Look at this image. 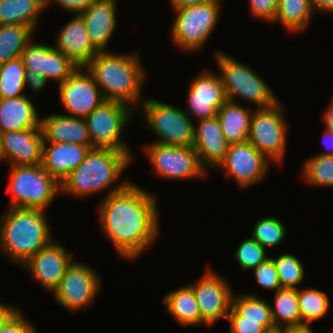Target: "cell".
Returning a JSON list of instances; mask_svg holds the SVG:
<instances>
[{
  "mask_svg": "<svg viewBox=\"0 0 333 333\" xmlns=\"http://www.w3.org/2000/svg\"><path fill=\"white\" fill-rule=\"evenodd\" d=\"M130 181L98 205L101 231L125 259L135 260L159 233L157 197Z\"/></svg>",
  "mask_w": 333,
  "mask_h": 333,
  "instance_id": "6da1fadb",
  "label": "cell"
},
{
  "mask_svg": "<svg viewBox=\"0 0 333 333\" xmlns=\"http://www.w3.org/2000/svg\"><path fill=\"white\" fill-rule=\"evenodd\" d=\"M141 59L136 51L126 54L103 51L98 52L84 67L105 100L120 101L136 109L144 100L142 87L148 77Z\"/></svg>",
  "mask_w": 333,
  "mask_h": 333,
  "instance_id": "7a4b0ae2",
  "label": "cell"
},
{
  "mask_svg": "<svg viewBox=\"0 0 333 333\" xmlns=\"http://www.w3.org/2000/svg\"><path fill=\"white\" fill-rule=\"evenodd\" d=\"M133 157L132 151L91 148L85 159L61 183V193L78 198H88L107 189L105 197L116 193L130 182L114 184L133 162Z\"/></svg>",
  "mask_w": 333,
  "mask_h": 333,
  "instance_id": "3957f363",
  "label": "cell"
},
{
  "mask_svg": "<svg viewBox=\"0 0 333 333\" xmlns=\"http://www.w3.org/2000/svg\"><path fill=\"white\" fill-rule=\"evenodd\" d=\"M47 216L41 209L8 208L0 215V251L22 266L54 240Z\"/></svg>",
  "mask_w": 333,
  "mask_h": 333,
  "instance_id": "277c9868",
  "label": "cell"
},
{
  "mask_svg": "<svg viewBox=\"0 0 333 333\" xmlns=\"http://www.w3.org/2000/svg\"><path fill=\"white\" fill-rule=\"evenodd\" d=\"M216 64L219 67L227 101L235 102L236 98L245 99L258 108H267L279 101L271 87L254 69L229 54L215 51Z\"/></svg>",
  "mask_w": 333,
  "mask_h": 333,
  "instance_id": "5b68a950",
  "label": "cell"
},
{
  "mask_svg": "<svg viewBox=\"0 0 333 333\" xmlns=\"http://www.w3.org/2000/svg\"><path fill=\"white\" fill-rule=\"evenodd\" d=\"M6 192L11 207L46 210L61 193V184L42 165L10 166Z\"/></svg>",
  "mask_w": 333,
  "mask_h": 333,
  "instance_id": "8992f818",
  "label": "cell"
},
{
  "mask_svg": "<svg viewBox=\"0 0 333 333\" xmlns=\"http://www.w3.org/2000/svg\"><path fill=\"white\" fill-rule=\"evenodd\" d=\"M223 0L172 8L174 22L170 28L172 43L183 52H198L207 45L218 24Z\"/></svg>",
  "mask_w": 333,
  "mask_h": 333,
  "instance_id": "52a82bcc",
  "label": "cell"
},
{
  "mask_svg": "<svg viewBox=\"0 0 333 333\" xmlns=\"http://www.w3.org/2000/svg\"><path fill=\"white\" fill-rule=\"evenodd\" d=\"M142 107V120L156 136L157 142L171 146H193L194 122L184 111L172 104L159 100L145 98L139 108Z\"/></svg>",
  "mask_w": 333,
  "mask_h": 333,
  "instance_id": "ba28073f",
  "label": "cell"
},
{
  "mask_svg": "<svg viewBox=\"0 0 333 333\" xmlns=\"http://www.w3.org/2000/svg\"><path fill=\"white\" fill-rule=\"evenodd\" d=\"M284 111L280 100L267 108L254 109L248 133V142L279 167L284 163L289 134Z\"/></svg>",
  "mask_w": 333,
  "mask_h": 333,
  "instance_id": "9c48e42d",
  "label": "cell"
},
{
  "mask_svg": "<svg viewBox=\"0 0 333 333\" xmlns=\"http://www.w3.org/2000/svg\"><path fill=\"white\" fill-rule=\"evenodd\" d=\"M134 112L131 106L110 100L94 109L85 117L92 148L131 151L122 135Z\"/></svg>",
  "mask_w": 333,
  "mask_h": 333,
  "instance_id": "30bf717a",
  "label": "cell"
},
{
  "mask_svg": "<svg viewBox=\"0 0 333 333\" xmlns=\"http://www.w3.org/2000/svg\"><path fill=\"white\" fill-rule=\"evenodd\" d=\"M148 157L157 176L170 180L198 179L206 175L199 156L193 146H171L157 142L145 144Z\"/></svg>",
  "mask_w": 333,
  "mask_h": 333,
  "instance_id": "8fae6325",
  "label": "cell"
},
{
  "mask_svg": "<svg viewBox=\"0 0 333 333\" xmlns=\"http://www.w3.org/2000/svg\"><path fill=\"white\" fill-rule=\"evenodd\" d=\"M98 274L87 263L74 260L52 293L54 300L72 313L90 307L101 290L102 281Z\"/></svg>",
  "mask_w": 333,
  "mask_h": 333,
  "instance_id": "7c38bea8",
  "label": "cell"
},
{
  "mask_svg": "<svg viewBox=\"0 0 333 333\" xmlns=\"http://www.w3.org/2000/svg\"><path fill=\"white\" fill-rule=\"evenodd\" d=\"M270 163L273 162L247 141L229 145L224 160L215 170H226L225 179H234L241 189H246L265 178Z\"/></svg>",
  "mask_w": 333,
  "mask_h": 333,
  "instance_id": "4fadbf2b",
  "label": "cell"
},
{
  "mask_svg": "<svg viewBox=\"0 0 333 333\" xmlns=\"http://www.w3.org/2000/svg\"><path fill=\"white\" fill-rule=\"evenodd\" d=\"M201 278L190 283L200 309L201 324L211 326L229 314L234 292L225 277L212 269H206Z\"/></svg>",
  "mask_w": 333,
  "mask_h": 333,
  "instance_id": "5bb4252c",
  "label": "cell"
},
{
  "mask_svg": "<svg viewBox=\"0 0 333 333\" xmlns=\"http://www.w3.org/2000/svg\"><path fill=\"white\" fill-rule=\"evenodd\" d=\"M59 102L66 115L85 118L104 101L100 88L85 67L77 70L58 85Z\"/></svg>",
  "mask_w": 333,
  "mask_h": 333,
  "instance_id": "9a60e30c",
  "label": "cell"
},
{
  "mask_svg": "<svg viewBox=\"0 0 333 333\" xmlns=\"http://www.w3.org/2000/svg\"><path fill=\"white\" fill-rule=\"evenodd\" d=\"M210 71L205 69L190 81L187 107L184 111L191 120L215 117L218 110L227 102L220 74Z\"/></svg>",
  "mask_w": 333,
  "mask_h": 333,
  "instance_id": "2e32d148",
  "label": "cell"
},
{
  "mask_svg": "<svg viewBox=\"0 0 333 333\" xmlns=\"http://www.w3.org/2000/svg\"><path fill=\"white\" fill-rule=\"evenodd\" d=\"M64 247L59 241L53 240L22 265L31 274L32 280L35 279L51 294L75 259L74 253Z\"/></svg>",
  "mask_w": 333,
  "mask_h": 333,
  "instance_id": "e0dca14e",
  "label": "cell"
},
{
  "mask_svg": "<svg viewBox=\"0 0 333 333\" xmlns=\"http://www.w3.org/2000/svg\"><path fill=\"white\" fill-rule=\"evenodd\" d=\"M43 144L41 128L0 133V163L42 165Z\"/></svg>",
  "mask_w": 333,
  "mask_h": 333,
  "instance_id": "ac0fdd59",
  "label": "cell"
},
{
  "mask_svg": "<svg viewBox=\"0 0 333 333\" xmlns=\"http://www.w3.org/2000/svg\"><path fill=\"white\" fill-rule=\"evenodd\" d=\"M21 59L26 70H34L48 81H57L58 85L79 67L54 46L32 41L22 52Z\"/></svg>",
  "mask_w": 333,
  "mask_h": 333,
  "instance_id": "d6986e66",
  "label": "cell"
},
{
  "mask_svg": "<svg viewBox=\"0 0 333 333\" xmlns=\"http://www.w3.org/2000/svg\"><path fill=\"white\" fill-rule=\"evenodd\" d=\"M194 123L197 124H194L193 148L202 166L206 170H215L224 160L230 145L220 128L219 119L215 116Z\"/></svg>",
  "mask_w": 333,
  "mask_h": 333,
  "instance_id": "ffe728a7",
  "label": "cell"
},
{
  "mask_svg": "<svg viewBox=\"0 0 333 333\" xmlns=\"http://www.w3.org/2000/svg\"><path fill=\"white\" fill-rule=\"evenodd\" d=\"M59 31L54 47L70 58L77 66L84 67L99 51L93 46L80 14H74Z\"/></svg>",
  "mask_w": 333,
  "mask_h": 333,
  "instance_id": "44dd1931",
  "label": "cell"
},
{
  "mask_svg": "<svg viewBox=\"0 0 333 333\" xmlns=\"http://www.w3.org/2000/svg\"><path fill=\"white\" fill-rule=\"evenodd\" d=\"M117 4V0H97L80 13L88 36L99 52L109 51L108 44L118 25Z\"/></svg>",
  "mask_w": 333,
  "mask_h": 333,
  "instance_id": "7402d4cb",
  "label": "cell"
},
{
  "mask_svg": "<svg viewBox=\"0 0 333 333\" xmlns=\"http://www.w3.org/2000/svg\"><path fill=\"white\" fill-rule=\"evenodd\" d=\"M91 148L76 143L44 142L42 166L61 184L85 159Z\"/></svg>",
  "mask_w": 333,
  "mask_h": 333,
  "instance_id": "603a6c76",
  "label": "cell"
},
{
  "mask_svg": "<svg viewBox=\"0 0 333 333\" xmlns=\"http://www.w3.org/2000/svg\"><path fill=\"white\" fill-rule=\"evenodd\" d=\"M44 142L76 143L91 146L85 118L53 114L41 118Z\"/></svg>",
  "mask_w": 333,
  "mask_h": 333,
  "instance_id": "cb8c5ba5",
  "label": "cell"
},
{
  "mask_svg": "<svg viewBox=\"0 0 333 333\" xmlns=\"http://www.w3.org/2000/svg\"><path fill=\"white\" fill-rule=\"evenodd\" d=\"M32 102L27 95L0 98V133L41 128V117Z\"/></svg>",
  "mask_w": 333,
  "mask_h": 333,
  "instance_id": "d4e9b609",
  "label": "cell"
},
{
  "mask_svg": "<svg viewBox=\"0 0 333 333\" xmlns=\"http://www.w3.org/2000/svg\"><path fill=\"white\" fill-rule=\"evenodd\" d=\"M252 109L247 108L239 102L227 101L219 110L217 118L220 128L225 135L227 142L241 144L248 141Z\"/></svg>",
  "mask_w": 333,
  "mask_h": 333,
  "instance_id": "484cf974",
  "label": "cell"
},
{
  "mask_svg": "<svg viewBox=\"0 0 333 333\" xmlns=\"http://www.w3.org/2000/svg\"><path fill=\"white\" fill-rule=\"evenodd\" d=\"M168 314L183 327L201 325L200 309L189 284L168 292L163 299Z\"/></svg>",
  "mask_w": 333,
  "mask_h": 333,
  "instance_id": "4316f807",
  "label": "cell"
},
{
  "mask_svg": "<svg viewBox=\"0 0 333 333\" xmlns=\"http://www.w3.org/2000/svg\"><path fill=\"white\" fill-rule=\"evenodd\" d=\"M46 0H0V25L21 24L36 31Z\"/></svg>",
  "mask_w": 333,
  "mask_h": 333,
  "instance_id": "83f0119b",
  "label": "cell"
},
{
  "mask_svg": "<svg viewBox=\"0 0 333 333\" xmlns=\"http://www.w3.org/2000/svg\"><path fill=\"white\" fill-rule=\"evenodd\" d=\"M271 316L275 327L301 331L298 289L281 288L275 292Z\"/></svg>",
  "mask_w": 333,
  "mask_h": 333,
  "instance_id": "f1b7e54d",
  "label": "cell"
},
{
  "mask_svg": "<svg viewBox=\"0 0 333 333\" xmlns=\"http://www.w3.org/2000/svg\"><path fill=\"white\" fill-rule=\"evenodd\" d=\"M314 13L311 0H278L273 23H280L291 34L301 33L308 27Z\"/></svg>",
  "mask_w": 333,
  "mask_h": 333,
  "instance_id": "f546056e",
  "label": "cell"
},
{
  "mask_svg": "<svg viewBox=\"0 0 333 333\" xmlns=\"http://www.w3.org/2000/svg\"><path fill=\"white\" fill-rule=\"evenodd\" d=\"M35 30L21 24L0 25V65L21 57Z\"/></svg>",
  "mask_w": 333,
  "mask_h": 333,
  "instance_id": "4dcf8cb0",
  "label": "cell"
},
{
  "mask_svg": "<svg viewBox=\"0 0 333 333\" xmlns=\"http://www.w3.org/2000/svg\"><path fill=\"white\" fill-rule=\"evenodd\" d=\"M233 294L232 308L242 317V321L260 322L267 330L275 328L271 316V304L258 294Z\"/></svg>",
  "mask_w": 333,
  "mask_h": 333,
  "instance_id": "1f68e13d",
  "label": "cell"
},
{
  "mask_svg": "<svg viewBox=\"0 0 333 333\" xmlns=\"http://www.w3.org/2000/svg\"><path fill=\"white\" fill-rule=\"evenodd\" d=\"M329 300L324 291L316 288H298L301 331L311 330L313 322L328 314L331 305Z\"/></svg>",
  "mask_w": 333,
  "mask_h": 333,
  "instance_id": "d6a6232c",
  "label": "cell"
},
{
  "mask_svg": "<svg viewBox=\"0 0 333 333\" xmlns=\"http://www.w3.org/2000/svg\"><path fill=\"white\" fill-rule=\"evenodd\" d=\"M26 69L21 57L0 65V98L22 97L25 90Z\"/></svg>",
  "mask_w": 333,
  "mask_h": 333,
  "instance_id": "836d02e7",
  "label": "cell"
},
{
  "mask_svg": "<svg viewBox=\"0 0 333 333\" xmlns=\"http://www.w3.org/2000/svg\"><path fill=\"white\" fill-rule=\"evenodd\" d=\"M314 155L304 161L302 179L311 186L333 187V156Z\"/></svg>",
  "mask_w": 333,
  "mask_h": 333,
  "instance_id": "e575fe53",
  "label": "cell"
},
{
  "mask_svg": "<svg viewBox=\"0 0 333 333\" xmlns=\"http://www.w3.org/2000/svg\"><path fill=\"white\" fill-rule=\"evenodd\" d=\"M282 288L298 289L303 283L305 269L300 259L290 253H282L277 257H272Z\"/></svg>",
  "mask_w": 333,
  "mask_h": 333,
  "instance_id": "d590c367",
  "label": "cell"
},
{
  "mask_svg": "<svg viewBox=\"0 0 333 333\" xmlns=\"http://www.w3.org/2000/svg\"><path fill=\"white\" fill-rule=\"evenodd\" d=\"M253 228L251 237L266 250L268 247L281 245L287 234L286 226L275 216L258 219Z\"/></svg>",
  "mask_w": 333,
  "mask_h": 333,
  "instance_id": "8d00e7d4",
  "label": "cell"
},
{
  "mask_svg": "<svg viewBox=\"0 0 333 333\" xmlns=\"http://www.w3.org/2000/svg\"><path fill=\"white\" fill-rule=\"evenodd\" d=\"M267 254L266 249L250 236L239 243L234 259L237 260L242 271H252L269 258Z\"/></svg>",
  "mask_w": 333,
  "mask_h": 333,
  "instance_id": "74e56055",
  "label": "cell"
},
{
  "mask_svg": "<svg viewBox=\"0 0 333 333\" xmlns=\"http://www.w3.org/2000/svg\"><path fill=\"white\" fill-rule=\"evenodd\" d=\"M21 307L13 306L0 320V333H37L34 324L26 320Z\"/></svg>",
  "mask_w": 333,
  "mask_h": 333,
  "instance_id": "f35d334b",
  "label": "cell"
},
{
  "mask_svg": "<svg viewBox=\"0 0 333 333\" xmlns=\"http://www.w3.org/2000/svg\"><path fill=\"white\" fill-rule=\"evenodd\" d=\"M252 270L254 271L257 284L263 287V290L276 292L282 288L272 256H269V258Z\"/></svg>",
  "mask_w": 333,
  "mask_h": 333,
  "instance_id": "ab89813d",
  "label": "cell"
},
{
  "mask_svg": "<svg viewBox=\"0 0 333 333\" xmlns=\"http://www.w3.org/2000/svg\"><path fill=\"white\" fill-rule=\"evenodd\" d=\"M249 10L253 18L272 23L275 20L278 0H248Z\"/></svg>",
  "mask_w": 333,
  "mask_h": 333,
  "instance_id": "60d3db41",
  "label": "cell"
},
{
  "mask_svg": "<svg viewBox=\"0 0 333 333\" xmlns=\"http://www.w3.org/2000/svg\"><path fill=\"white\" fill-rule=\"evenodd\" d=\"M227 319L229 333H265L267 329L260 322L242 321V317L231 307Z\"/></svg>",
  "mask_w": 333,
  "mask_h": 333,
  "instance_id": "b9f144b4",
  "label": "cell"
},
{
  "mask_svg": "<svg viewBox=\"0 0 333 333\" xmlns=\"http://www.w3.org/2000/svg\"><path fill=\"white\" fill-rule=\"evenodd\" d=\"M97 0H46V8L51 2H54L58 7L71 14H80Z\"/></svg>",
  "mask_w": 333,
  "mask_h": 333,
  "instance_id": "7bdbcfd3",
  "label": "cell"
},
{
  "mask_svg": "<svg viewBox=\"0 0 333 333\" xmlns=\"http://www.w3.org/2000/svg\"><path fill=\"white\" fill-rule=\"evenodd\" d=\"M25 76V88L30 87V90L35 93L43 90L49 82L42 74L34 70H26Z\"/></svg>",
  "mask_w": 333,
  "mask_h": 333,
  "instance_id": "ee69618b",
  "label": "cell"
},
{
  "mask_svg": "<svg viewBox=\"0 0 333 333\" xmlns=\"http://www.w3.org/2000/svg\"><path fill=\"white\" fill-rule=\"evenodd\" d=\"M323 135V144L326 151L319 152L317 154L323 156H333V130L325 127Z\"/></svg>",
  "mask_w": 333,
  "mask_h": 333,
  "instance_id": "f6af8a7d",
  "label": "cell"
},
{
  "mask_svg": "<svg viewBox=\"0 0 333 333\" xmlns=\"http://www.w3.org/2000/svg\"><path fill=\"white\" fill-rule=\"evenodd\" d=\"M314 11L333 13V0H311Z\"/></svg>",
  "mask_w": 333,
  "mask_h": 333,
  "instance_id": "bcb514c9",
  "label": "cell"
},
{
  "mask_svg": "<svg viewBox=\"0 0 333 333\" xmlns=\"http://www.w3.org/2000/svg\"><path fill=\"white\" fill-rule=\"evenodd\" d=\"M173 8H183L195 4H201L205 2H211L214 0H168Z\"/></svg>",
  "mask_w": 333,
  "mask_h": 333,
  "instance_id": "7dc6e473",
  "label": "cell"
},
{
  "mask_svg": "<svg viewBox=\"0 0 333 333\" xmlns=\"http://www.w3.org/2000/svg\"><path fill=\"white\" fill-rule=\"evenodd\" d=\"M322 120L326 128L333 130V99L324 111Z\"/></svg>",
  "mask_w": 333,
  "mask_h": 333,
  "instance_id": "c3c4849f",
  "label": "cell"
},
{
  "mask_svg": "<svg viewBox=\"0 0 333 333\" xmlns=\"http://www.w3.org/2000/svg\"><path fill=\"white\" fill-rule=\"evenodd\" d=\"M12 307L13 305L0 303V320Z\"/></svg>",
  "mask_w": 333,
  "mask_h": 333,
  "instance_id": "681fc988",
  "label": "cell"
},
{
  "mask_svg": "<svg viewBox=\"0 0 333 333\" xmlns=\"http://www.w3.org/2000/svg\"><path fill=\"white\" fill-rule=\"evenodd\" d=\"M292 330L286 329V328H278L275 327L273 329L267 330L265 333H292Z\"/></svg>",
  "mask_w": 333,
  "mask_h": 333,
  "instance_id": "f907efd6",
  "label": "cell"
},
{
  "mask_svg": "<svg viewBox=\"0 0 333 333\" xmlns=\"http://www.w3.org/2000/svg\"><path fill=\"white\" fill-rule=\"evenodd\" d=\"M292 333H314V331L311 330H304V331H293Z\"/></svg>",
  "mask_w": 333,
  "mask_h": 333,
  "instance_id": "816d5d0a",
  "label": "cell"
}]
</instances>
